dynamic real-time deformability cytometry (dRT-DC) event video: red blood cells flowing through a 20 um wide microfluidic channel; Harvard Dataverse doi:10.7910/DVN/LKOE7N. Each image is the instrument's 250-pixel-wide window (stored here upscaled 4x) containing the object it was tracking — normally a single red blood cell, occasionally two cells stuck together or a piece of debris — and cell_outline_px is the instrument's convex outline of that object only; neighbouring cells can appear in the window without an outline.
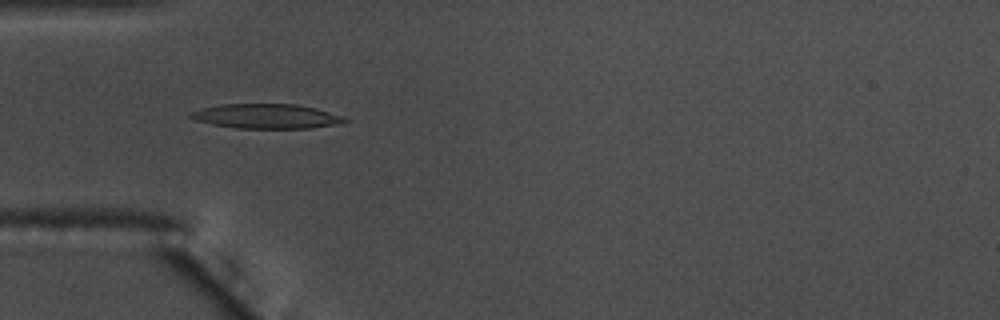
{"species": "common noctule bat (a hibernating species)", "species_latin": "Nyctalus noctula", "temperature_condition": "warm", "stored_images_in_passage": 57, "camera_frame_rate_fps": 3000, "um_per_image_px": 0.085, "animal": {"sex": "male", "body_mass_g": 17.5, "forearm_length_mm": 52.3}, "frame": {"image": 1, "passage_image": 18, "time_ms": 5.667, "image_size_px": [1000, 320], "cell_outline_px": [[348, 120], [340, 124], [312, 128], [236, 128], [212, 124], [196, 120], [188, 116], [188, 112], [200, 108], [220, 104], [296, 104], [316, 108], [344, 116]], "centroid_in_image_um": [22.64, 9.88], "position_along_channel_um": 62.4, "area_um2": 22.25}}
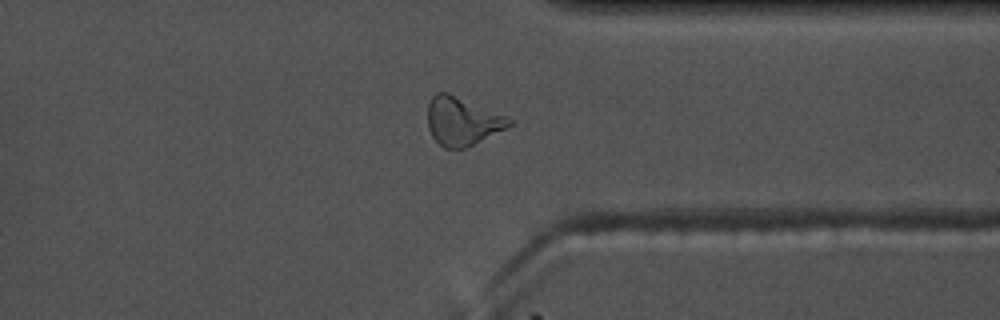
{"frame": {"image": 2, "passage_image": 44, "time_ms": 14.333, "image_size_px": [1000, 320], "cell_outline_px": [[512, 124], [508, 128], [464, 148], [444, 148], [432, 136], [428, 128], [428, 104], [432, 96], [436, 92], [448, 92], [508, 116], [512, 120]], "centroid_in_image_um": [39.3, 10.28], "position_along_channel_um": 372.1, "area_um2": 22.95}}
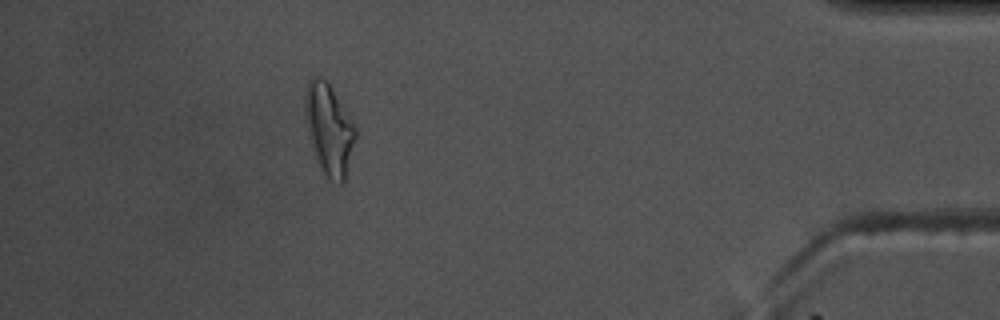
{"frame": {"image": 3, "passage_image": 51, "time_ms": 16.667, "image_size_px": [1000, 320], "cell_outline_px": [[356, 136], [344, 180], [340, 184], [328, 180], [320, 168], [312, 144], [304, 112], [304, 96], [308, 84], [312, 76], [320, 76], [332, 88], [352, 120], [356, 128]], "centroid_in_image_um": [27.96, 10.98], "position_along_channel_um": 407.2, "area_um2": 26.18}, "authors_computed_cell_mechanics": {"area_um2": 21.4438, "velocity_mm_per_s": 3.621, "shape_relaxation_time_tau1_ms": 9.4178, "shape_relaxation_time_tau2_ms": 11.2981, "deformation_change_tau1": 0.2779, "deformation_change_tau2": 0.2092}}